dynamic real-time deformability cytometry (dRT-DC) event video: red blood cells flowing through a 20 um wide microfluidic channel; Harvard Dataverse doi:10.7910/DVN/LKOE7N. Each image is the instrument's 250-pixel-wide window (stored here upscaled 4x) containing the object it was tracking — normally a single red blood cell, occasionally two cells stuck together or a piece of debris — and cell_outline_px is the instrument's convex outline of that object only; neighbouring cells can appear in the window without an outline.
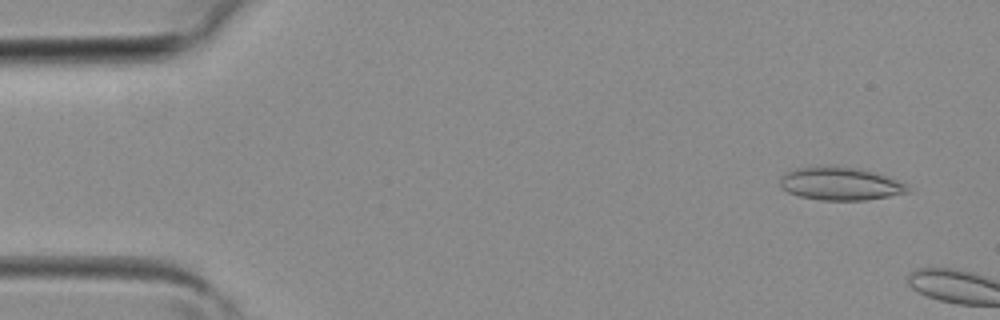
{"species": "common noctule bat (a hibernating species)", "species_latin": "Nyctalus noctula", "temperature_condition": "room temperature", "stored_images_in_passage": 3, "camera_frame_rate_fps": 3000, "um_per_image_px": 0.085, "animal": {"sex": "female", "body_mass_g": 19.3, "forearm_length_mm": 54.1}, "frame": {"image": 1, "passage_image": 1, "time_ms": 0.0, "image_size_px": [1000, 320], "cell_outline_px": [[908, 192], [888, 196], [864, 200], [820, 200], [796, 196], [788, 192], [780, 184], [780, 176], [784, 172], [796, 168], [856, 168], [872, 172], [908, 184]], "centroid_in_image_um": [71.38, 15.65], "position_along_channel_um": 13.6, "area_um2": 23.81}}